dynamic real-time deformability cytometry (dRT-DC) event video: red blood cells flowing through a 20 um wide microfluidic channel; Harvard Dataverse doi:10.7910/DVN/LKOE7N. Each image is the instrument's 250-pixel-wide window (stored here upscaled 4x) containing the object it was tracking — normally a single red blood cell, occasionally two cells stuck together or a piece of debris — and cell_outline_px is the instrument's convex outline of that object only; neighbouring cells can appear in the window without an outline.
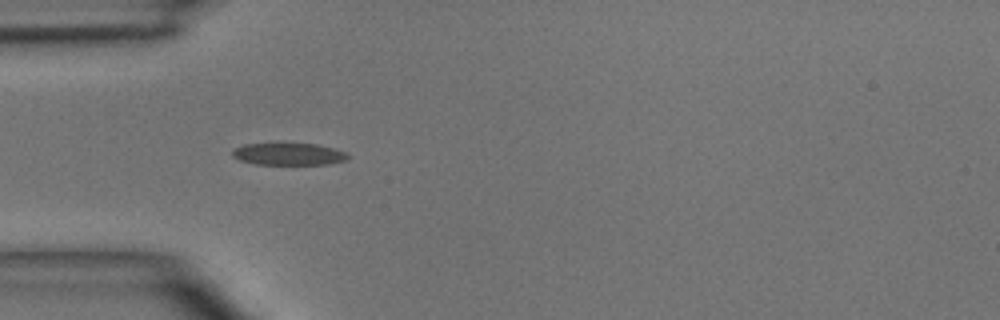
{"species": "common noctule bat (a hibernating species)", "species_latin": "Nyctalus noctula", "temperature_condition": "room temperature", "stored_images_in_passage": 3, "camera_frame_rate_fps": 3000, "um_per_image_px": 0.085, "animal": {"sex": "male", "body_mass_g": 15.6}, "frame": {"image": 1, "passage_image": 1, "time_ms": 0.0, "image_size_px": [1000, 320], "cell_outline_px": [[348, 160], [328, 164], [256, 164], [240, 160], [232, 156], [232, 148], [244, 144], [316, 144], [348, 152]], "centroid_in_image_um": [24.53, 13.1], "position_along_channel_um": 60.5, "area_um2": 14.8}}